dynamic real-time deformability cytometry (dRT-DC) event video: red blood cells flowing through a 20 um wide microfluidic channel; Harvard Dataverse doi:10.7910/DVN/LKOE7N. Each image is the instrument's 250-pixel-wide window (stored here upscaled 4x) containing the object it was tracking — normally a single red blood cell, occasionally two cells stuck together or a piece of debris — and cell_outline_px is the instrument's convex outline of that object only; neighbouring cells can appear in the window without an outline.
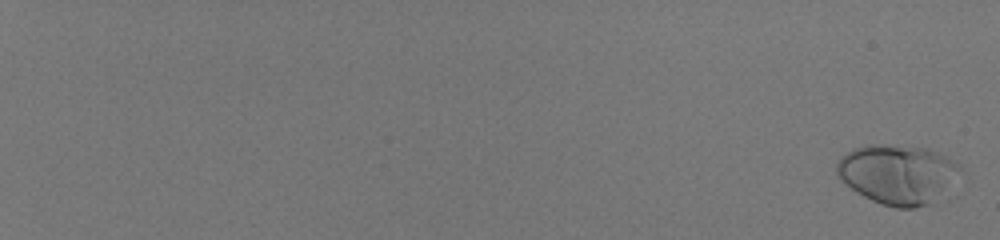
{"species": "human", "species_latin": "Homo sapiens", "temperature_condition": "room temperature", "stored_images_in_passage": 59, "camera_frame_rate_fps": 3000, "um_per_image_px": 0.085, "donor": {"sex": "male"}, "frame": {"image": 1, "passage_image": 2, "time_ms": 0.333, "image_size_px": [1000, 240], "cell_outline_px": [[960, 168], [928, 204], [912, 208], [896, 208], [880, 204], [864, 196], [840, 180], [836, 176], [836, 160], [840, 156], [852, 148], [868, 144], [876, 144], [928, 148], [960, 164]], "centroid_in_image_um": [76.14, 14.77], "position_along_channel_um": 8.9, "area_um2": 41.67}}
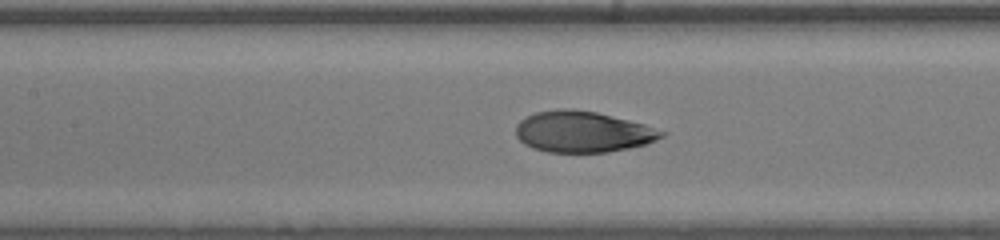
{"frame": {"image": 2, "passage_image": 35, "time_ms": 11.333, "image_size_px": [1000, 240], "cell_outline_px": [[668, 132], [664, 136], [648, 144], [608, 152], [548, 152], [532, 148], [524, 144], [516, 136], [516, 124], [520, 120], [536, 112], [560, 108], [572, 108], [596, 112], [644, 124]], "centroid_in_image_um": [49.54, 11.2], "position_along_channel_um": 157.9, "area_um2": 35.03}}
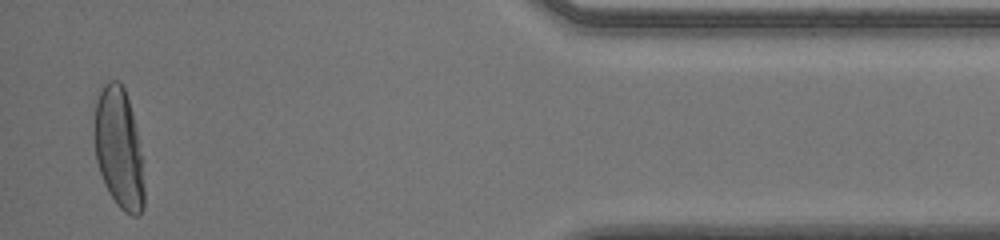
{"frame": {"image": 3, "passage_image": 58, "time_ms": 19.0, "image_size_px": [1000, 240], "cell_outline_px": [[144, 208], [136, 216], [132, 216], [124, 212], [116, 204], [108, 192], [104, 184], [96, 160], [92, 132], [92, 124], [96, 88], [100, 84], [108, 80], [120, 80], [124, 88], [132, 112], [140, 140], [144, 188]], "centroid_in_image_um": [10.05, 12.51], "position_along_channel_um": 425.2, "area_um2": 36.47}, "authors_computed_cell_mechanics": {"area_um2": 35.547, "velocity_mm_per_s": 4.0516, "shape_relaxation_time_tau1_ms": 4.6783, "shape_relaxation_time_tau2_ms": null, "deformation_change_tau1": 0.2204, "deformation_change_tau2": null}}